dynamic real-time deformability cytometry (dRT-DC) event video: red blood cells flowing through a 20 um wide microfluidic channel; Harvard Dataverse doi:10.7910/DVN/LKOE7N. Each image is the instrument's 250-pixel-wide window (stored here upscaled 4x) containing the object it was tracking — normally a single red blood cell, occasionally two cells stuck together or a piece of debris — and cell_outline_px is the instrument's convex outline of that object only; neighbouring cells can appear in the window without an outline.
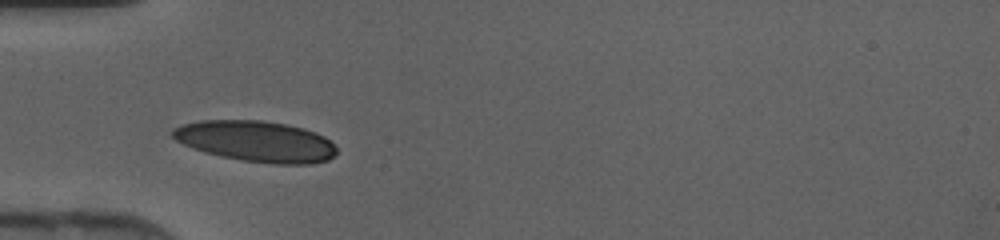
{"species": "human", "species_latin": "Homo sapiens", "temperature_condition": "cold", "stored_images_in_passage": 32, "camera_frame_rate_fps": 3000, "um_per_image_px": 0.085, "donor": {"sex": "female"}, "frame": {"image": 1, "passage_image": 1, "time_ms": 0.0, "image_size_px": [1000, 240], "cell_outline_px": [[336, 152], [328, 160], [312, 164], [276, 164], [240, 160], [220, 156], [204, 152], [192, 148], [176, 140], [172, 136], [172, 128], [180, 124], [200, 120], [260, 120], [284, 124], [304, 128], [316, 132], [324, 136], [336, 148]], "centroid_in_image_um": [21.73, 12.01], "position_along_channel_um": 63.3, "area_um2": 39.19}}
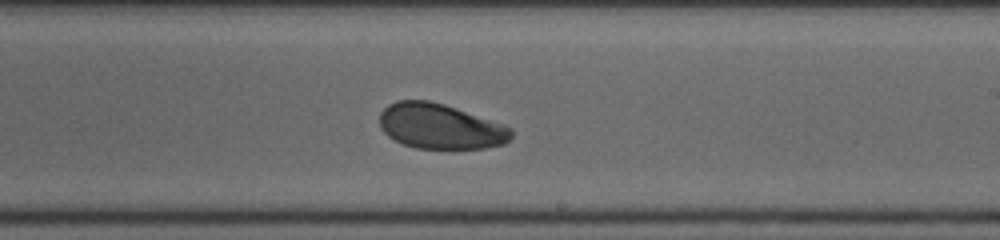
{"frame": {"image": 2, "passage_image": 14, "time_ms": 4.333, "image_size_px": [1000, 240], "cell_outline_px": [[512, 136], [504, 144], [484, 148], [416, 148], [404, 144], [388, 136], [380, 128], [380, 112], [388, 104], [396, 100], [428, 100], [444, 104], [504, 124], [512, 128]], "centroid_in_image_um": [37.41, 10.73], "position_along_channel_um": 251.6, "area_um2": 34.62}}
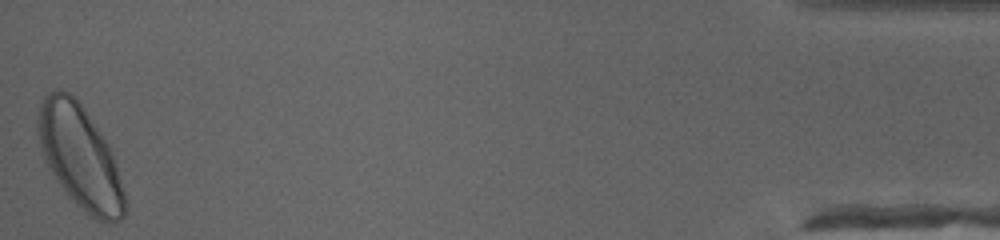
{"frame": {"image": 3, "passage_image": 32, "time_ms": 10.333, "image_size_px": [1000, 240], "cell_outline_px": [[128, 204], [124, 216], [116, 224], [112, 224], [96, 220], [88, 216], [68, 196], [44, 160], [36, 132], [36, 116], [40, 100], [48, 92], [56, 88], [60, 88], [76, 96], [108, 144], [112, 152]], "centroid_in_image_um": [6.79, 13.34], "position_along_channel_um": 428.4, "area_um2": 52.94}}